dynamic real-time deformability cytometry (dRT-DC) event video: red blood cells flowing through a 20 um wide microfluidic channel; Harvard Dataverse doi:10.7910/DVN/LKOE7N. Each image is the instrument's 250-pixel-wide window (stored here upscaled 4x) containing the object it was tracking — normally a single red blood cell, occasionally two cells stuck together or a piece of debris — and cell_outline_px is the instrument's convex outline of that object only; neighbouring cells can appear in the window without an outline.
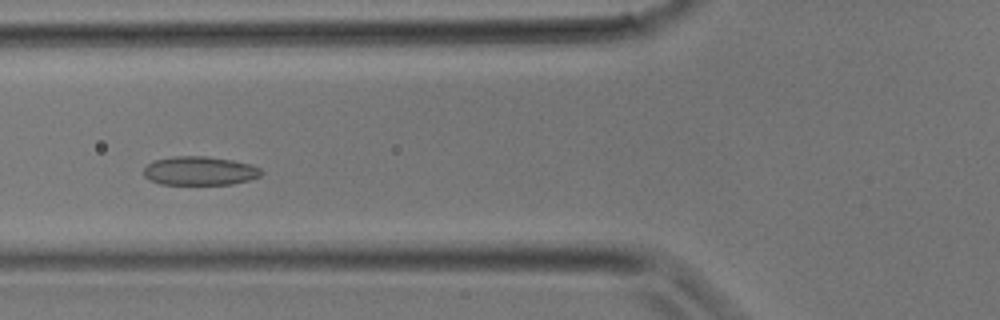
{"species": "common noctule bat (a hibernating species)", "species_latin": "Nyctalus noctula", "temperature_condition": "room temperature", "stored_images_in_passage": 32, "camera_frame_rate_fps": 3000, "um_per_image_px": 0.085, "animal": {"sex": "male", "body_mass_g": 17.9}, "frame": {"image": 1, "passage_image": 10, "time_ms": 3.0, "image_size_px": [1000, 320], "cell_outline_px": [[264, 172], [260, 176], [248, 180], [232, 184], [160, 184], [148, 180], [144, 176], [144, 168], [152, 160], [172, 156], [208, 156], [232, 160], [252, 164], [260, 168]], "centroid_in_image_um": [16.96, 14.51], "position_along_channel_um": 108.8, "area_um2": 19.94}}
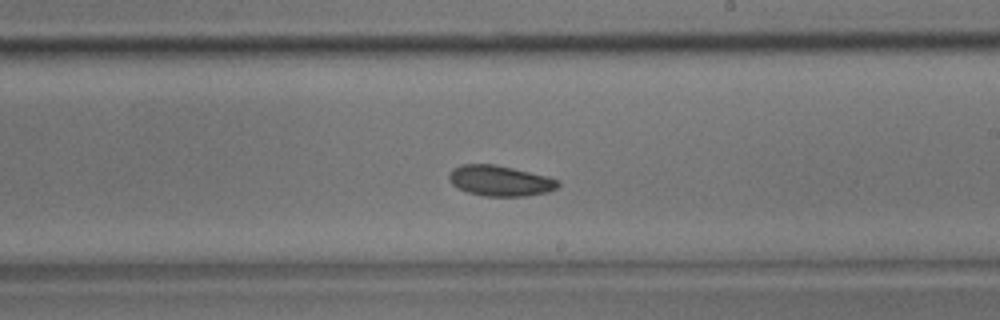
{"frame": {"image": 2, "passage_image": 17, "time_ms": 5.333, "image_size_px": [1000, 320], "cell_outline_px": [[560, 184], [556, 188], [548, 192], [528, 196], [484, 196], [468, 192], [456, 188], [448, 180], [448, 172], [452, 168], [460, 164], [496, 164], [548, 176], [560, 180]], "centroid_in_image_um": [42.48, 15.36], "position_along_channel_um": 246.5, "area_um2": 19.77}}
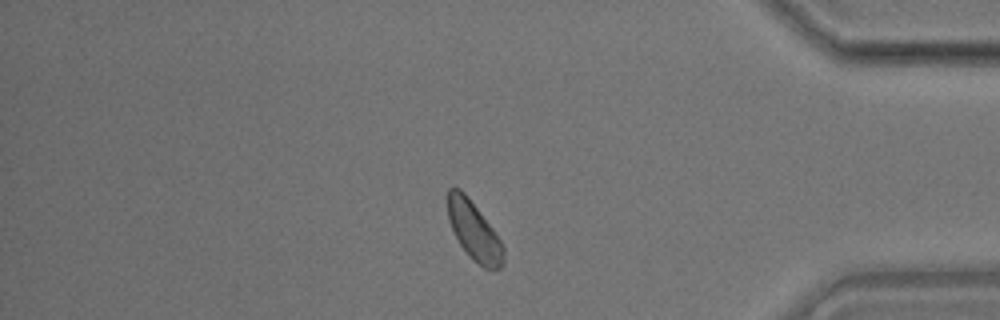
{"frame": {"image": 3, "passage_image": 26, "time_ms": 8.333, "image_size_px": [1000, 320], "cell_outline_px": [[504, 264], [500, 268], [484, 268], [472, 260], [468, 256], [460, 244], [448, 220], [444, 196], [448, 188], [460, 188], [468, 196], [492, 228], [500, 240], [504, 248]], "centroid_in_image_um": [40.24, 19.58], "position_along_channel_um": 395.0, "area_um2": 19.31}}